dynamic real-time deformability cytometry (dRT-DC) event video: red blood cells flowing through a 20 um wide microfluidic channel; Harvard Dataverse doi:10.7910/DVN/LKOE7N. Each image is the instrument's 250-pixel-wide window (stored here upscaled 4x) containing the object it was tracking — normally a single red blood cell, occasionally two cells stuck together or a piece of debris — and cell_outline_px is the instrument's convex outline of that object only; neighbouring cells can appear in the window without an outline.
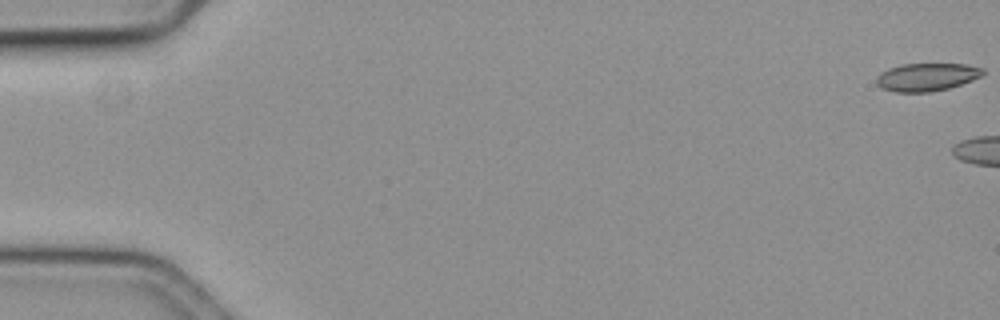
{"species": "common noctule bat (a hibernating species)", "species_latin": "Nyctalus noctula", "temperature_condition": "cold", "stored_images_in_passage": 6, "camera_frame_rate_fps": 3000, "um_per_image_px": 0.085, "animal": {"sex": "female", "body_mass_g": 19.3, "forearm_length_mm": 54.1}, "frame": {"image": 1, "passage_image": 1, "time_ms": 0.0, "image_size_px": [1000, 320], "cell_outline_px": [[984, 72], [980, 76], [972, 80], [948, 88], [928, 92], [896, 92], [880, 88], [876, 84], [876, 76], [880, 72], [888, 68], [900, 64], [968, 64], [984, 68]], "centroid_in_image_um": [78.73, 6.54], "position_along_channel_um": 6.3, "area_um2": 17.4}}